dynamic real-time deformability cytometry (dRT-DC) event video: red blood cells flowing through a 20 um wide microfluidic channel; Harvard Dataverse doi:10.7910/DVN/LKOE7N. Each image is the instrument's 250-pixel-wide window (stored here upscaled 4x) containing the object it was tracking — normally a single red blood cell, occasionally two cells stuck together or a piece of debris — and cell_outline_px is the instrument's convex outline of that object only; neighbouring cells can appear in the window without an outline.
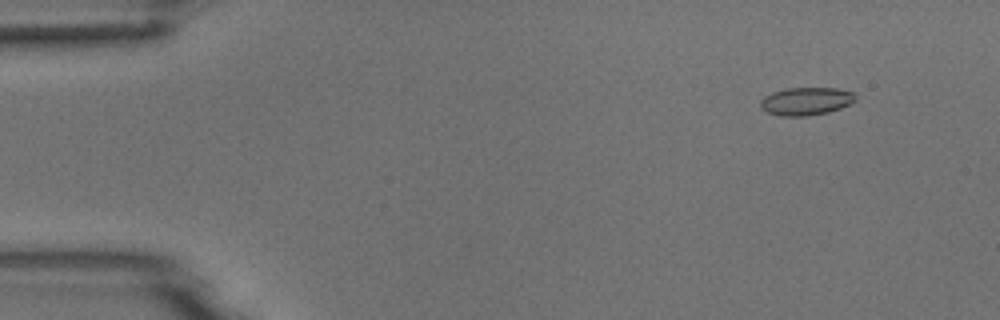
{"species": "common noctule bat (a hibernating species)", "species_latin": "Nyctalus noctula", "temperature_condition": "room temperature", "stored_images_in_passage": 54, "camera_frame_rate_fps": 3000, "um_per_image_px": 0.085, "animal": {"sex": "male", "body_mass_g": 18.8}, "frame": {"image": 1, "passage_image": 6, "time_ms": 1.667, "image_size_px": [1000, 320], "cell_outline_px": [[856, 100], [840, 108], [828, 112], [808, 116], [780, 116], [768, 112], [760, 108], [760, 100], [764, 96], [772, 92], [788, 88], [836, 88], [852, 92], [856, 96]], "centroid_in_image_um": [68.49, 8.6], "position_along_channel_um": 16.5, "area_um2": 15.43}}
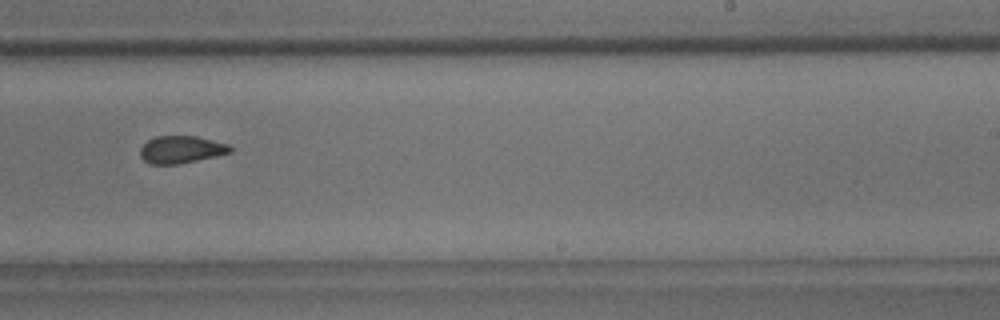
{"frame": {"image": 2, "passage_image": 34, "time_ms": 11.0, "image_size_px": [1000, 320], "cell_outline_px": [[232, 152], [216, 156], [180, 164], [148, 164], [140, 156], [140, 148], [148, 140], [156, 136], [196, 136], [228, 144], [232, 148]], "centroid_in_image_um": [15.39, 12.72], "position_along_channel_um": 273.6, "area_um2": 14.39}}
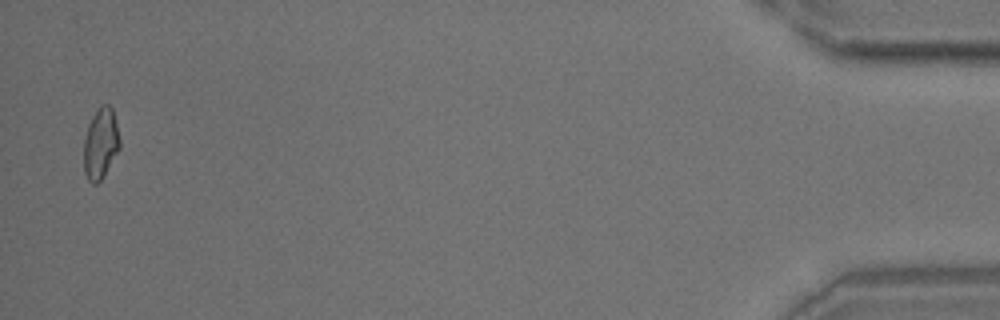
{"frame": {"image": 3, "passage_image": 53, "time_ms": 17.333, "image_size_px": [1000, 320], "cell_outline_px": [[120, 148], [104, 176], [96, 184], [92, 184], [88, 180], [84, 172], [84, 140], [88, 124], [96, 108], [100, 104], [108, 104], [112, 108], [120, 140]], "centroid_in_image_um": [8.54, 12.19], "position_along_channel_um": 426.7, "area_um2": 14.97}}